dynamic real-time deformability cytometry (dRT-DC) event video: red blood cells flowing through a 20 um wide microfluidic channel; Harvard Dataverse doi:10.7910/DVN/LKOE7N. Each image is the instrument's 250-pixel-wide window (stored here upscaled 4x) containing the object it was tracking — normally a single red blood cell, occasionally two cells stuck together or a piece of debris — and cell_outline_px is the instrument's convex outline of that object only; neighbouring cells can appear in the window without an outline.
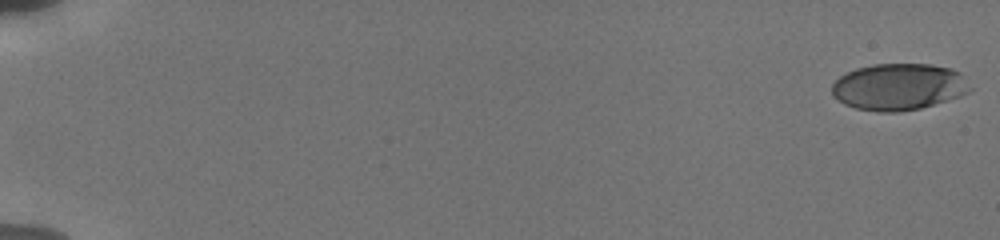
{"species": "human", "species_latin": "Homo sapiens", "temperature_condition": "cold", "stored_images_in_passage": 56, "camera_frame_rate_fps": 3000, "um_per_image_px": 0.085, "donor": {"sex": "male"}, "frame": {"image": 1, "passage_image": 1, "time_ms": 0.0, "image_size_px": [1000, 240], "cell_outline_px": [[972, 88], [968, 92], [960, 96], [920, 108], [896, 112], [876, 112], [856, 108], [844, 104], [832, 96], [832, 84], [840, 76], [856, 68], [872, 64], [928, 64], [952, 68], [960, 72]], "centroid_in_image_um": [76.38, 7.38], "position_along_channel_um": 8.6, "area_um2": 37.63}}
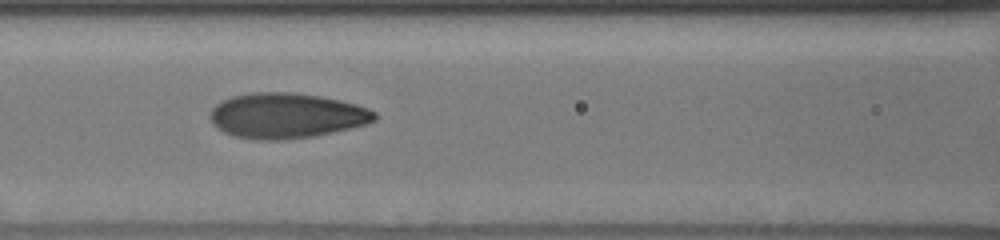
{"frame": {"image": 2, "passage_image": 27, "time_ms": 8.667, "image_size_px": [1000, 240], "cell_outline_px": [[380, 116], [376, 120], [368, 124], [316, 136], [280, 140], [256, 140], [236, 136], [224, 132], [216, 128], [212, 124], [208, 116], [212, 108], [216, 104], [232, 96], [252, 92], [292, 92], [320, 96], [340, 100], [356, 104], [368, 108], [376, 112]], "centroid_in_image_um": [24.36, 9.83], "position_along_channel_um": 142.2, "area_um2": 43.81}}
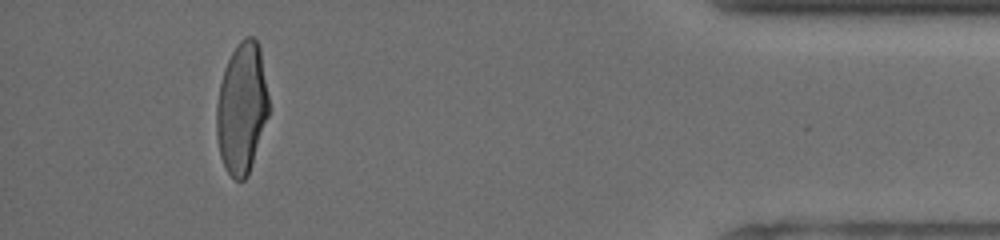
{"frame": {"image": 3, "passage_image": 52, "time_ms": 17.0, "image_size_px": [1000, 240], "cell_outline_px": [[268, 116], [248, 176], [244, 180], [236, 180], [228, 172], [220, 156], [216, 136], [216, 104], [220, 84], [224, 68], [236, 44], [244, 36], [252, 36], [256, 40], [260, 48], [268, 96]], "centroid_in_image_um": [20.54, 9.18], "position_along_channel_um": 414.7, "area_um2": 39.82}, "authors_computed_cell_mechanics": {"area_um2": 40.8068, "velocity_mm_per_s": 3.843, "shape_relaxation_time_tau1_ms": 4.4031, "shape_relaxation_time_tau2_ms": 0.8697, "deformation_change_tau1": 0.1862, "deformation_change_tau2": 0.0535}}